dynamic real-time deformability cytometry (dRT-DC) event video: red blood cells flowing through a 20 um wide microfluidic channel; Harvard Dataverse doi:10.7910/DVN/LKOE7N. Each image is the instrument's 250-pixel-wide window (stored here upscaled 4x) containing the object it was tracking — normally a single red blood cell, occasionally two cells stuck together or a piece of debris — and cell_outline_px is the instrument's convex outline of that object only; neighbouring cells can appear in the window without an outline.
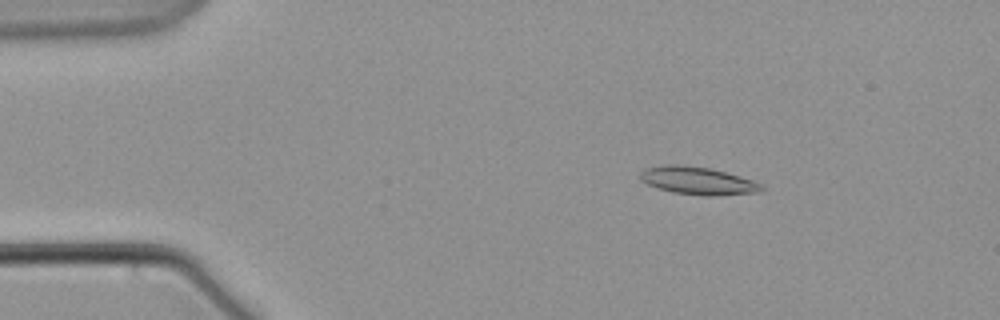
{"species": "common noctule bat (a hibernating species)", "species_latin": "Nyctalus noctula", "temperature_condition": "warm", "stored_images_in_passage": 53, "camera_frame_rate_fps": 3000, "um_per_image_px": 0.085, "animal": {"sex": "male", "body_mass_g": 21.5, "forearm_length_mm": 52.0}, "frame": {"image": 1, "passage_image": 3, "time_ms": 0.667, "image_size_px": [1000, 320], "cell_outline_px": [[764, 188], [760, 192], [720, 196], [704, 196], [672, 192], [656, 188], [640, 180], [640, 172], [644, 168], [668, 164], [680, 164], [708, 168], [740, 176], [764, 184]], "centroid_in_image_um": [59.32, 15.37], "position_along_channel_um": 25.7, "area_um2": 19.83}}
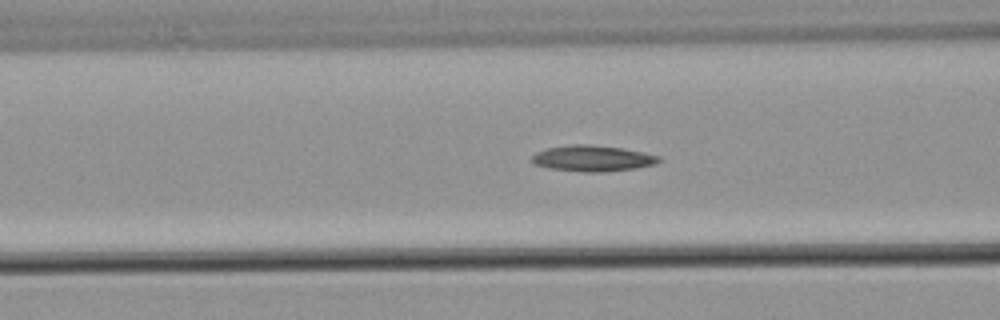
{"frame": {"image": 2, "passage_image": 17, "time_ms": 5.333, "image_size_px": [1000, 320], "cell_outline_px": [[664, 160], [656, 164], [636, 168], [604, 172], [584, 172], [548, 168], [532, 164], [532, 156], [536, 152], [548, 148], [572, 144], [588, 144], [620, 148], [644, 152], [660, 156]], "centroid_in_image_um": [50.4, 13.47], "position_along_channel_um": 116.2, "area_um2": 19.36}}
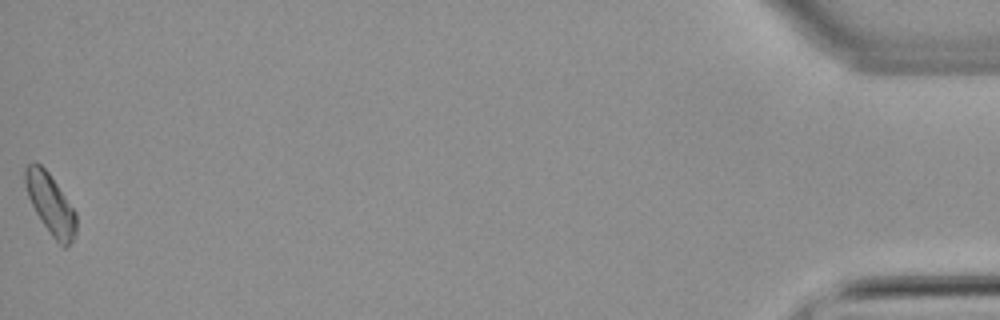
{"frame": {"image": 3, "passage_image": 53, "time_ms": 17.333, "image_size_px": [1000, 320], "cell_outline_px": [[76, 232], [72, 240], [64, 248], [52, 236], [36, 212], [28, 196], [24, 180], [24, 168], [28, 164], [36, 160], [48, 172], [76, 212]], "centroid_in_image_um": [4.28, 17.3], "position_along_channel_um": 430.9, "area_um2": 17.63}}